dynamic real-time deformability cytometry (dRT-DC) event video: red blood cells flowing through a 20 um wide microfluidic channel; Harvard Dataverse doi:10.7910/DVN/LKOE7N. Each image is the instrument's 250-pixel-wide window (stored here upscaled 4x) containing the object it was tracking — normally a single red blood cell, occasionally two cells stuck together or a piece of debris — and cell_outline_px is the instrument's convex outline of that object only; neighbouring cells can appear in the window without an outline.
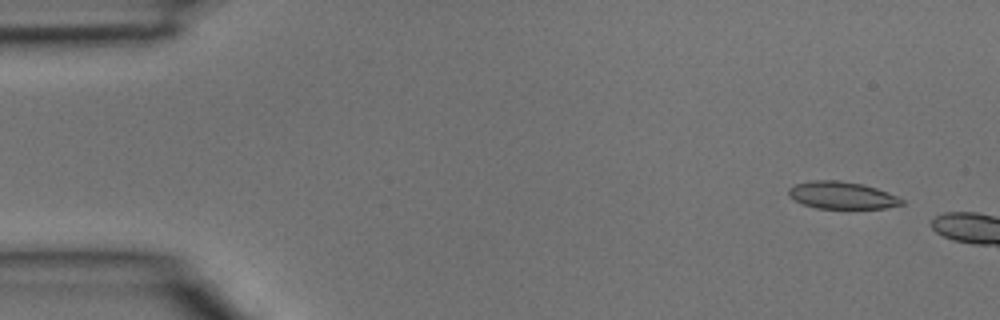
{"species": "common noctule bat (a hibernating species)", "species_latin": "Nyctalus noctula", "temperature_condition": "room temperature", "stored_images_in_passage": 2, "camera_frame_rate_fps": 3000, "um_per_image_px": 0.085, "animal": {"sex": "male", "body_mass_g": 15.6}, "frame": {"image": 1, "passage_image": 1, "time_ms": 0.0, "image_size_px": [1000, 320], "cell_outline_px": [[904, 204], [884, 208], [816, 208], [804, 204], [788, 196], [788, 188], [796, 184], [812, 180], [836, 180], [864, 184], [876, 188], [896, 196], [904, 200]], "centroid_in_image_um": [71.55, 16.59], "position_along_channel_um": 13.5, "area_um2": 17.8}}